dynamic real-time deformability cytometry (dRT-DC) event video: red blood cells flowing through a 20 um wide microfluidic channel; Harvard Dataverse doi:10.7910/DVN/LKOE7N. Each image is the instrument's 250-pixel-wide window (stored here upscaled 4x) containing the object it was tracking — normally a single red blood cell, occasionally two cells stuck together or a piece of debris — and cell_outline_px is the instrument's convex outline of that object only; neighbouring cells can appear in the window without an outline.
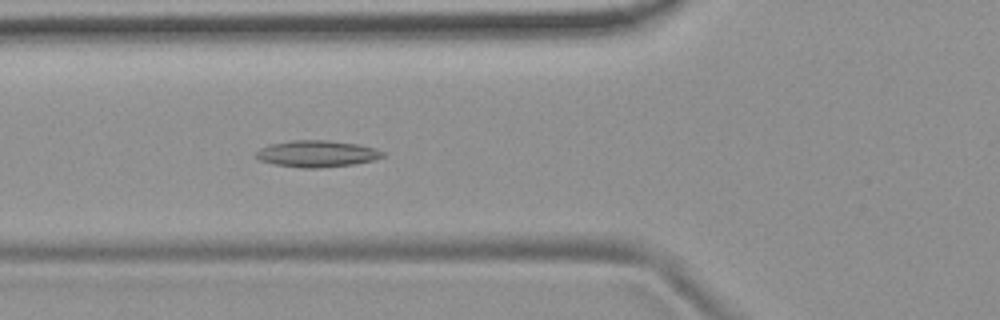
{"species": "common noctule bat (a hibernating species)", "species_latin": "Nyctalus noctula", "temperature_condition": "room temperature", "stored_images_in_passage": 43, "camera_frame_rate_fps": 3000, "um_per_image_px": 0.085, "animal": {"sex": "female", "body_mass_g": 19.9}, "frame": {"image": 1, "passage_image": 9, "time_ms": 2.667, "image_size_px": [1000, 320], "cell_outline_px": [[384, 156], [376, 160], [352, 164], [320, 168], [300, 168], [272, 164], [260, 160], [252, 156], [260, 148], [268, 144], [292, 140], [328, 140], [356, 144], [376, 148], [384, 152]], "centroid_in_image_um": [26.9, 13.07], "position_along_channel_um": 98.9, "area_um2": 19.88}}
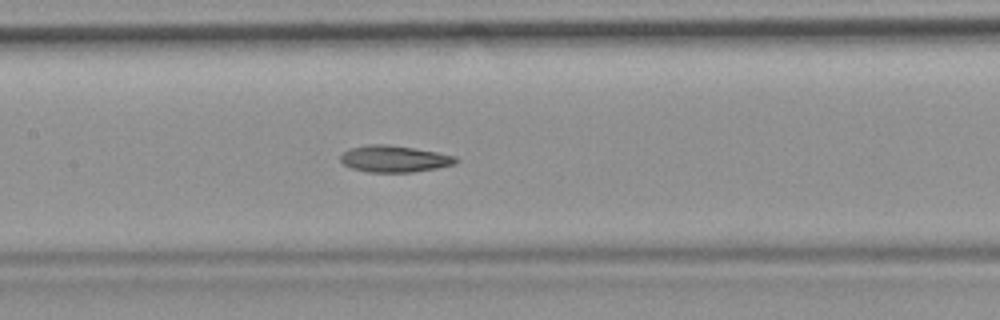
{"frame": {"image": 2, "passage_image": 15, "time_ms": 4.667, "image_size_px": [1000, 320], "cell_outline_px": [[460, 160], [456, 164], [436, 168], [412, 172], [368, 172], [352, 168], [344, 164], [340, 160], [340, 156], [344, 152], [352, 148], [368, 144], [388, 144], [436, 152], [456, 156]], "centroid_in_image_um": [33.54, 13.5], "position_along_channel_um": 173.9, "area_um2": 17.8}}
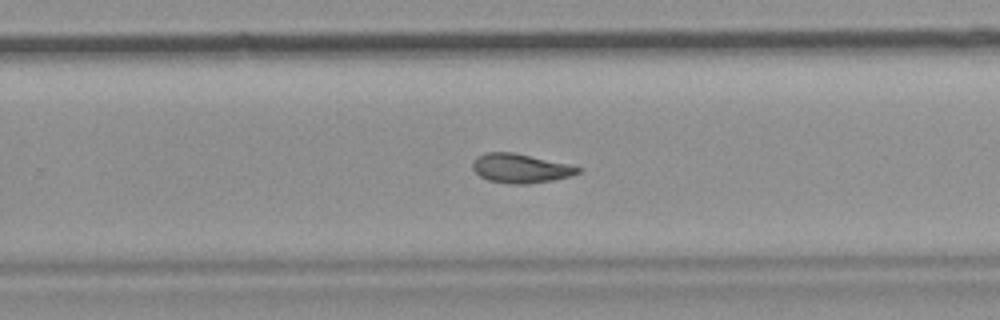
{"frame": {"image": 3, "passage_image": 24, "time_ms": 7.667, "image_size_px": [1000, 320], "cell_outline_px": [[584, 168], [580, 172], [572, 176], [552, 180], [524, 184], [508, 184], [488, 180], [480, 176], [472, 168], [472, 160], [476, 156], [484, 152], [512, 152], [568, 164]], "centroid_in_image_um": [44.22, 14.3], "position_along_channel_um": 285.6, "area_um2": 17.98}, "authors_computed_cell_mechanics": {"area_um2": 17.9758, "velocity_mm_per_s": 3.7454, "shape_relaxation_time_tau1_ms": null, "shape_relaxation_time_tau2_ms": 3.2459, "deformation_change_tau1": null, "deformation_change_tau2": 0.1009}}